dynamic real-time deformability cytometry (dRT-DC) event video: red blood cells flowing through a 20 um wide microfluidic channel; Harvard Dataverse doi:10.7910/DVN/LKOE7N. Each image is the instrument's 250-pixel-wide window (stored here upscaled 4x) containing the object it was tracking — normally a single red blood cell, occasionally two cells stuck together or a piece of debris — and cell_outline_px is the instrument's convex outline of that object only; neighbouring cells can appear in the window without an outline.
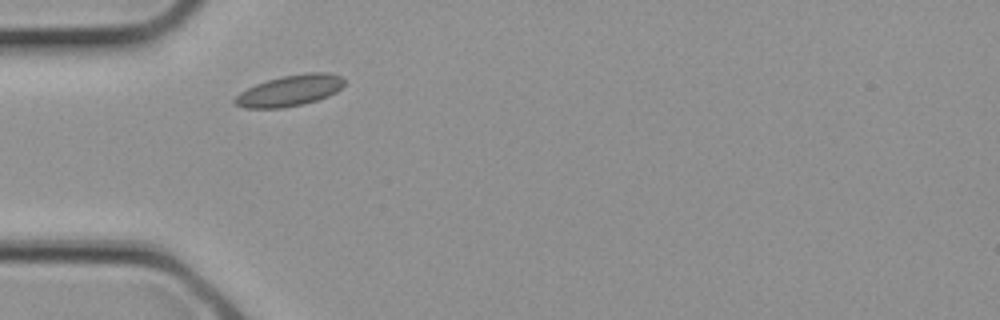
{"species": "common noctule bat (a hibernating species)", "species_latin": "Nyctalus noctula", "temperature_condition": "cold", "stored_images_in_passage": 1, "camera_frame_rate_fps": 3000, "um_per_image_px": 0.085, "animal": {"sex": "female", "body_mass_g": 21.9}, "frame": {"image": 1, "passage_image": 1, "time_ms": 0.0, "image_size_px": [1000, 320], "cell_outline_px": [[344, 84], [336, 92], [328, 96], [304, 104], [284, 108], [244, 108], [236, 104], [232, 100], [240, 92], [256, 84], [268, 80], [284, 76], [308, 72], [328, 72], [340, 76], [344, 80]], "centroid_in_image_um": [24.63, 7.71], "position_along_channel_um": 60.4, "area_um2": 19.71}}